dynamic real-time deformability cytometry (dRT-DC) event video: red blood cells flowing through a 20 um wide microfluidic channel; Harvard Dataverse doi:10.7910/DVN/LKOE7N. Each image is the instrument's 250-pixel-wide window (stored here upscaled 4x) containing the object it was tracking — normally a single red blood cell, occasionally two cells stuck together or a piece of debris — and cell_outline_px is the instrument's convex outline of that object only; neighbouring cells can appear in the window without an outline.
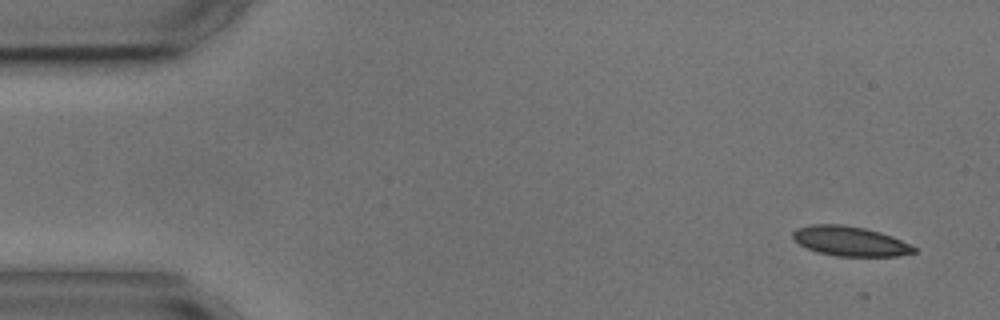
{"species": "common noctule bat (a hibernating species)", "species_latin": "Nyctalus noctula", "temperature_condition": "cold", "stored_images_in_passage": 4, "camera_frame_rate_fps": 3000, "um_per_image_px": 0.085, "animal": {"sex": "male", "body_mass_g": 17.9, "forearm_length_mm": 54.2}, "frame": {"image": 1, "passage_image": 1, "time_ms": 0.0, "image_size_px": [1000, 320], "cell_outline_px": [[916, 252], [896, 256], [836, 256], [816, 252], [800, 244], [792, 236], [792, 232], [796, 228], [808, 224], [840, 224], [864, 228], [880, 232], [892, 236], [916, 248]], "centroid_in_image_um": [72.22, 20.49], "position_along_channel_um": 12.8, "area_um2": 20.87}}